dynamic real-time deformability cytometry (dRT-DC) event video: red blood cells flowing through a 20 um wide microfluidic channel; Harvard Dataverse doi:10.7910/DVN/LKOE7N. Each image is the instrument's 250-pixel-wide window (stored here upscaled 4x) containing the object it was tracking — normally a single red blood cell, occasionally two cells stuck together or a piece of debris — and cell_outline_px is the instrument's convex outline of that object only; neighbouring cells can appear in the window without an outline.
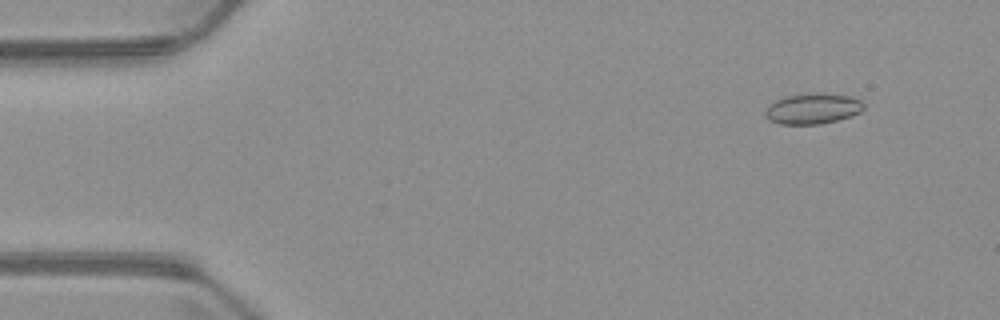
{"species": "common noctule bat (a hibernating species)", "species_latin": "Nyctalus noctula", "temperature_condition": "warm", "stored_images_in_passage": 5, "camera_frame_rate_fps": 3000, "um_per_image_px": 0.085, "animal": {"sex": "male", "body_mass_g": 23.1, "forearm_length_mm": 52.7}, "frame": {"image": 1, "passage_image": 2, "time_ms": 1.333, "image_size_px": [1000, 320], "cell_outline_px": [[864, 108], [860, 112], [852, 116], [820, 124], [780, 124], [768, 120], [764, 116], [764, 112], [780, 96], [808, 92], [824, 92], [852, 96], [860, 100], [864, 104]], "centroid_in_image_um": [69.08, 9.2], "position_along_channel_um": 15.9, "area_um2": 18.03}}
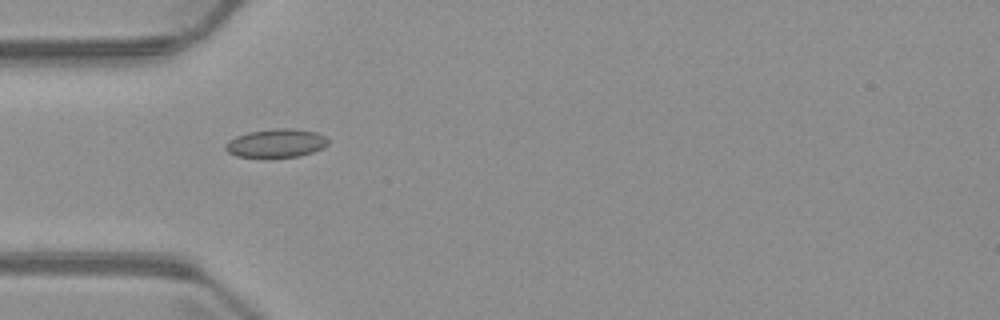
{"frame": {"image": 2, "passage_image": 5, "time_ms": 5.0, "image_size_px": [1000, 320], "cell_outline_px": [[328, 144], [324, 148], [300, 156], [268, 160], [264, 160], [236, 156], [228, 152], [224, 148], [224, 144], [228, 140], [236, 136], [248, 132], [272, 128], [292, 128], [316, 132], [324, 136], [328, 140]], "centroid_in_image_um": [23.43, 12.21], "position_along_channel_um": 61.6, "area_um2": 17.92}}